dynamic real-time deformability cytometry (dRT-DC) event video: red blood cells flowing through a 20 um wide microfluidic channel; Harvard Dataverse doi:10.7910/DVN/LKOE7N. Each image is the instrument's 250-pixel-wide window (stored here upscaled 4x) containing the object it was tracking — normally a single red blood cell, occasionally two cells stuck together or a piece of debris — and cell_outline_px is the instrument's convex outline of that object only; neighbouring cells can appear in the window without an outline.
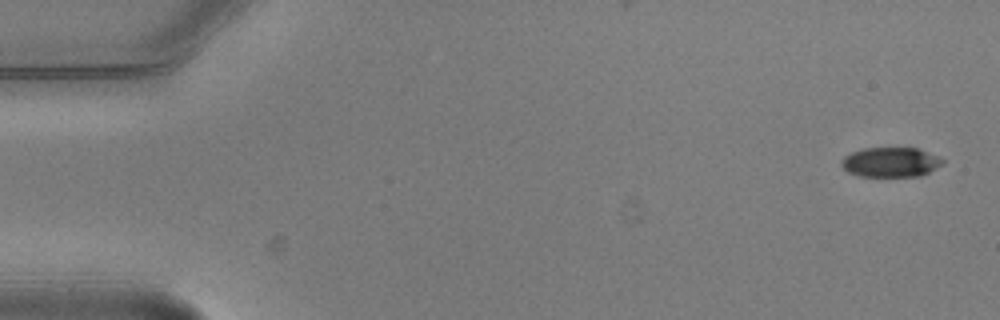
{"species": "common noctule bat (a hibernating species)", "species_latin": "Nyctalus noctula", "temperature_condition": "warm", "stored_images_in_passage": 2, "camera_frame_rate_fps": 3000, "um_per_image_px": 0.085, "animal": {"sex": "male", "body_mass_g": 20.5, "forearm_length_mm": 52.5}, "frame": {"image": 1, "passage_image": 1, "time_ms": 0.0, "image_size_px": [1000, 320], "cell_outline_px": [[944, 164], [920, 176], [860, 176], [848, 172], [840, 164], [840, 160], [844, 156], [852, 152], [864, 148], [916, 148], [940, 156], [944, 160]], "centroid_in_image_um": [75.71, 13.78], "position_along_channel_um": 9.3, "area_um2": 17.57}}